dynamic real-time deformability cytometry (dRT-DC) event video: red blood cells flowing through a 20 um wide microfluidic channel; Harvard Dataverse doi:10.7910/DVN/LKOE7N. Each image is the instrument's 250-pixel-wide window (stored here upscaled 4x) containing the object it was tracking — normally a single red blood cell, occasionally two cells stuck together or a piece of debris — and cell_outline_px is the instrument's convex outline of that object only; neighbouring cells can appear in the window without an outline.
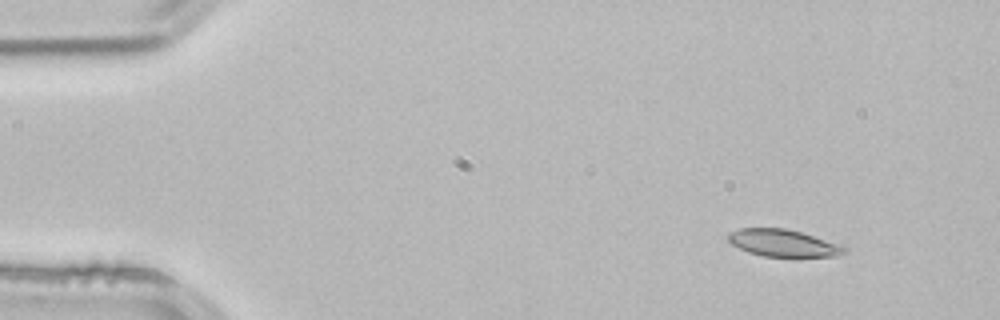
{"species": "common noctule bat (a hibernating species)", "species_latin": "Nyctalus noctula", "temperature_condition": "room temperature", "stored_images_in_passage": 4, "segment_of_instrument_passage": [1, 2], "camera_frame_rate_fps": 3000, "um_per_image_px": 0.085, "animal": {"sex": "male", "body_mass_g": 21.5, "forearm_length_mm": 52.0}, "frame": {"image": 1, "passage_image": 1, "time_ms": 0.0, "image_size_px": [1000, 320], "cell_outline_px": [[848, 248], [844, 252], [836, 256], [764, 256], [748, 252], [732, 244], [728, 240], [728, 236], [732, 232], [740, 228], [784, 228], [800, 232], [844, 244]], "centroid_in_image_um": [66.62, 20.65], "position_along_channel_um": 18.4, "area_um2": 18.21}}
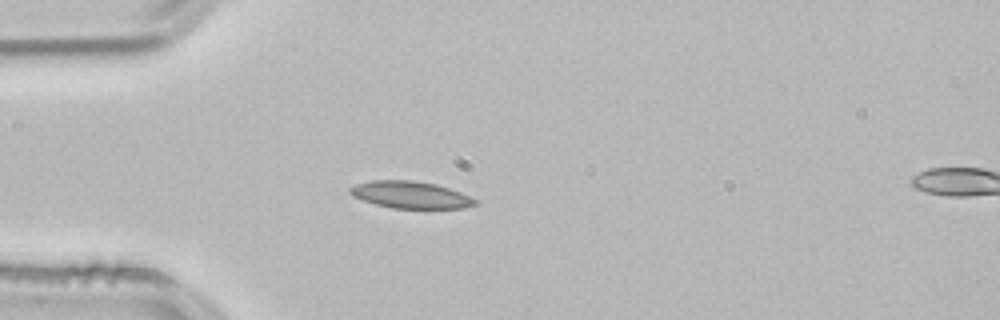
{"frame": {"image": 2, "passage_image": 3, "time_ms": 0.667, "image_size_px": [1000, 320], "cell_outline_px": [[480, 204], [464, 208], [392, 208], [376, 204], [352, 196], [348, 192], [348, 188], [356, 184], [372, 180], [412, 180], [436, 184], [460, 192], [476, 200]], "centroid_in_image_um": [34.88, 16.56], "position_along_channel_um": 50.1, "area_um2": 19.65}}